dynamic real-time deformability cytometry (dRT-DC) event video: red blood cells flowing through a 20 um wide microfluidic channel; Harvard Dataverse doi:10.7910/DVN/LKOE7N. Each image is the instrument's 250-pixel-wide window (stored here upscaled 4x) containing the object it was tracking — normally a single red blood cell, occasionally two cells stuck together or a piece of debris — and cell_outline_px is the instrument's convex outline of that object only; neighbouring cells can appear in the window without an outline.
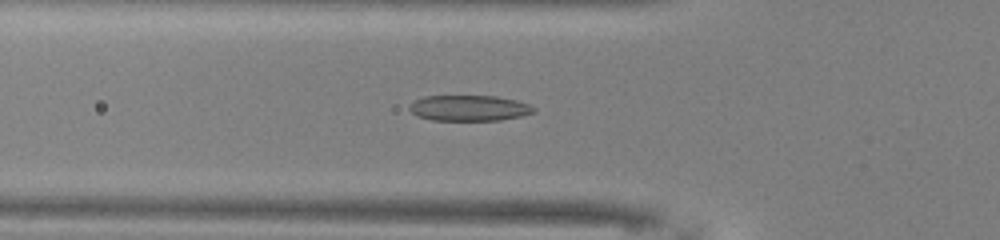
{"species": "common noctule bat (a hibernating species)", "species_latin": "Nyctalus noctula", "temperature_condition": "warm", "stored_images_in_passage": 50, "camera_frame_rate_fps": 3000, "um_per_image_px": 0.085, "animal": {"sex": "male", "body_mass_g": 13.0, "forearm_length_mm": 53.1}, "frame": {"image": 1, "passage_image": 17, "time_ms": 5.333, "image_size_px": [1000, 240], "cell_outline_px": [[536, 112], [520, 116], [500, 120], [432, 120], [416, 116], [408, 108], [408, 104], [424, 96], [496, 96], [516, 100], [528, 104], [536, 108]], "centroid_in_image_um": [39.86, 9.18], "position_along_channel_um": 85.9, "area_um2": 18.67}}
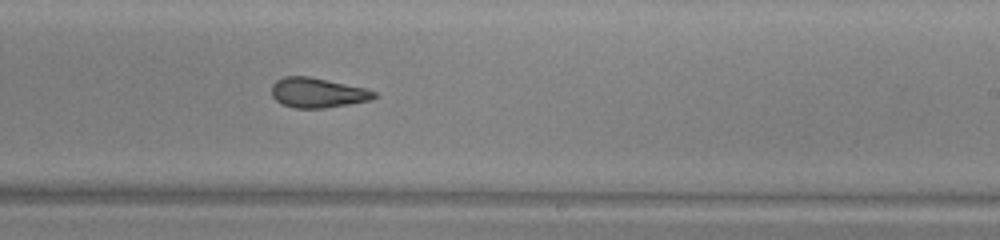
{"frame": {"image": 2, "passage_image": 30, "time_ms": 9.667, "image_size_px": [1000, 240], "cell_outline_px": [[376, 96], [368, 100], [348, 104], [324, 108], [296, 108], [284, 104], [276, 100], [272, 96], [272, 84], [276, 80], [284, 76], [308, 76], [364, 88], [376, 92]], "centroid_in_image_um": [26.95, 7.87], "position_along_channel_um": 262.1, "area_um2": 17.51}}
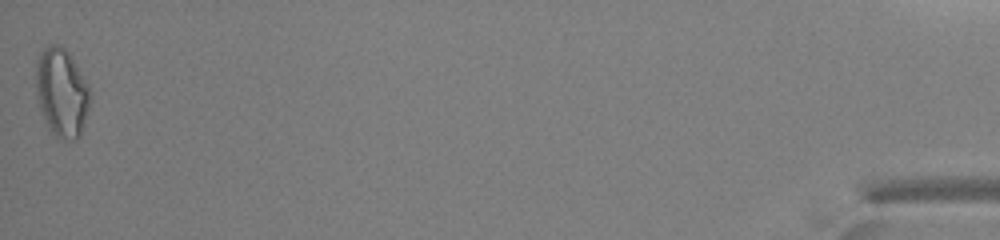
{"frame": {"image": 3, "passage_image": 50, "time_ms": 16.333, "image_size_px": [1000, 240], "cell_outline_px": [[92, 96], [80, 136], [76, 140], [60, 140], [48, 128], [44, 120], [36, 96], [36, 60], [40, 52], [48, 44], [60, 44], [68, 52], [76, 64], [88, 84]], "centroid_in_image_um": [5.24, 7.86], "position_along_channel_um": 430.0, "area_um2": 28.32}, "authors_computed_cell_mechanics": {"area_um2": 19.3919, "velocity_mm_per_s": 4.0599, "shape_relaxation_time_tau1_ms": null, "shape_relaxation_time_tau2_ms": 2.1997, "deformation_change_tau1": null, "deformation_change_tau2": 0.089}}